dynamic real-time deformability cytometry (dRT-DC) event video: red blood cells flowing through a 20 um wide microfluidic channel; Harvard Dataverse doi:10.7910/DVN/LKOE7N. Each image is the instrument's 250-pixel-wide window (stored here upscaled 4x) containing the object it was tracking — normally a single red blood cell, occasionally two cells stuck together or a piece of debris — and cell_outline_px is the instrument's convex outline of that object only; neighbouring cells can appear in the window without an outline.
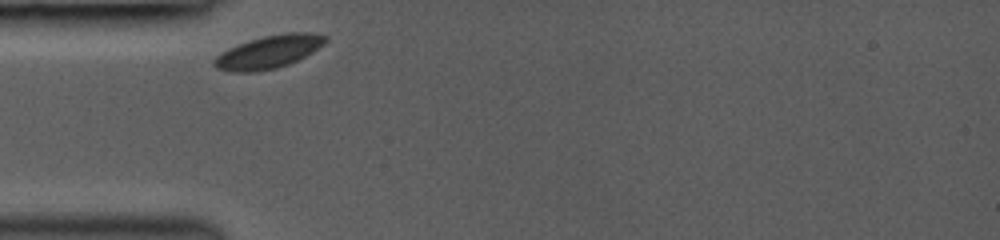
{"species": "common noctule bat (a hibernating species)", "species_latin": "Nyctalus noctula", "temperature_condition": "room temperature", "stored_images_in_passage": 2, "camera_frame_rate_fps": 3000, "um_per_image_px": 0.085, "animal": {"sex": "female", "body_mass_g": 19.0, "forearm_length_mm": 53.3}, "frame": {"image": 1, "passage_image": 1, "time_ms": 0.0, "image_size_px": [1000, 240], "cell_outline_px": [[328, 40], [324, 44], [312, 52], [288, 64], [276, 68], [256, 72], [232, 72], [216, 68], [212, 64], [212, 60], [216, 56], [240, 44], [264, 36], [284, 32], [308, 32], [328, 36]], "centroid_in_image_um": [22.86, 4.41], "position_along_channel_um": 62.1, "area_um2": 21.1}}